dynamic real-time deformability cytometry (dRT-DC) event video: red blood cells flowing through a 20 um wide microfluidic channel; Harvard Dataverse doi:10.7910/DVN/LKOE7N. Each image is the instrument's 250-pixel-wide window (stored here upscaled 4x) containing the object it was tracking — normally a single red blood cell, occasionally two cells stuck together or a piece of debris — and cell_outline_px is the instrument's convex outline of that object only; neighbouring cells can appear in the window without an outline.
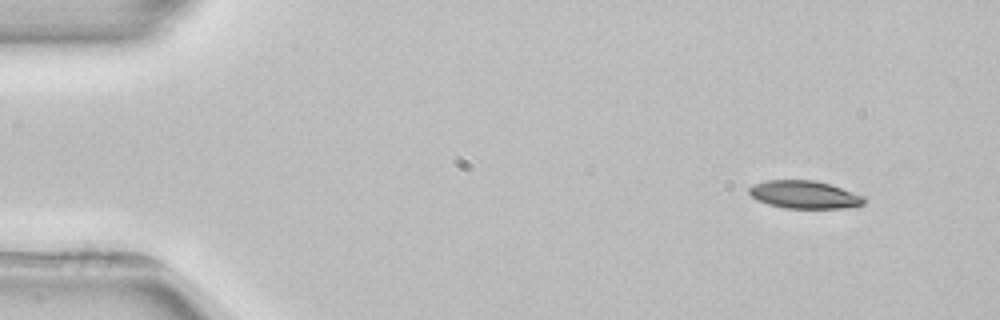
{"species": "common noctule bat (a hibernating species)", "species_latin": "Nyctalus noctula", "temperature_condition": "room temperature", "stored_images_in_passage": 5, "camera_frame_rate_fps": 3000, "um_per_image_px": 0.085, "animal": {"sex": "female", "body_mass_g": 22.7, "forearm_length_mm": 54.2}, "frame": {"image": 1, "passage_image": 1, "time_ms": 0.0, "image_size_px": [1000, 320], "cell_outline_px": [[864, 204], [844, 208], [784, 208], [768, 204], [756, 200], [748, 192], [748, 188], [752, 184], [764, 180], [816, 180], [864, 196]], "centroid_in_image_um": [68.31, 16.54], "position_along_channel_um": 16.7, "area_um2": 18.61}}
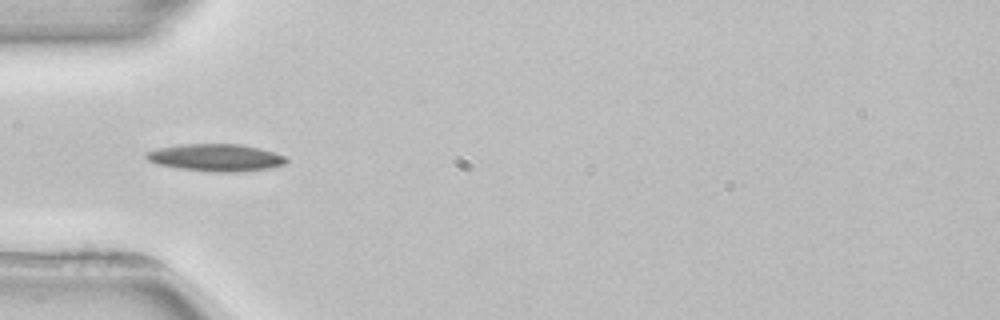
{"frame": {"image": 2, "passage_image": 4, "time_ms": 4.0, "image_size_px": [1000, 320], "cell_outline_px": [[288, 160], [284, 164], [268, 168], [236, 172], [212, 172], [180, 168], [156, 164], [148, 160], [144, 156], [144, 152], [160, 148], [180, 144], [240, 144], [260, 148], [284, 156]], "centroid_in_image_um": [18.31, 13.39], "position_along_channel_um": 66.7, "area_um2": 22.14}}